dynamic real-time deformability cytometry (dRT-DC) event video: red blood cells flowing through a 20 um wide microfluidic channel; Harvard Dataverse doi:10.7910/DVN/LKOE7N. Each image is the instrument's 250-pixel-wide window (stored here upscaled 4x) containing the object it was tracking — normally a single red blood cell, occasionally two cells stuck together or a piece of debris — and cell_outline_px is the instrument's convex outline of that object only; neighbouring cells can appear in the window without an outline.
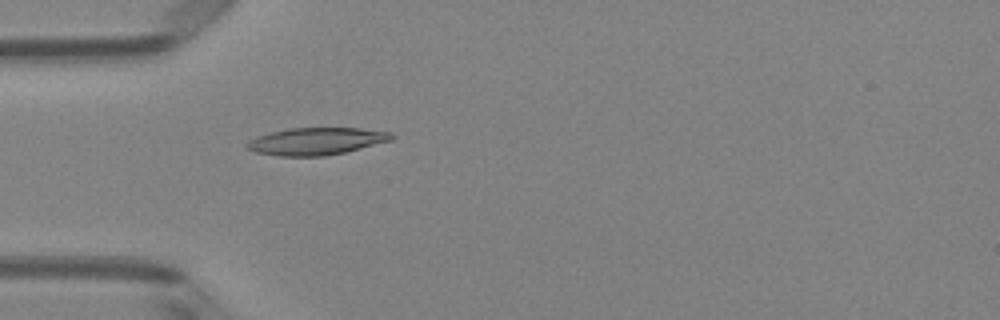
{"species": "Egyptian fruit bat (a non-hibernating species)", "species_latin": "Rousettus aegyptiacus", "temperature_condition": "room temperature", "stored_images_in_passage": 4, "camera_frame_rate_fps": 3000, "um_per_image_px": 0.085, "animal": {"sex": "female"}, "frame": {"image": 1, "passage_image": 4, "time_ms": 1.0, "image_size_px": [1000, 320], "cell_outline_px": [[396, 136], [392, 140], [344, 152], [324, 156], [280, 156], [256, 152], [248, 148], [248, 140], [256, 136], [268, 132], [288, 128], [360, 128], [392, 132]], "centroid_in_image_um": [26.9, 11.99], "position_along_channel_um": 58.1, "area_um2": 22.95}}